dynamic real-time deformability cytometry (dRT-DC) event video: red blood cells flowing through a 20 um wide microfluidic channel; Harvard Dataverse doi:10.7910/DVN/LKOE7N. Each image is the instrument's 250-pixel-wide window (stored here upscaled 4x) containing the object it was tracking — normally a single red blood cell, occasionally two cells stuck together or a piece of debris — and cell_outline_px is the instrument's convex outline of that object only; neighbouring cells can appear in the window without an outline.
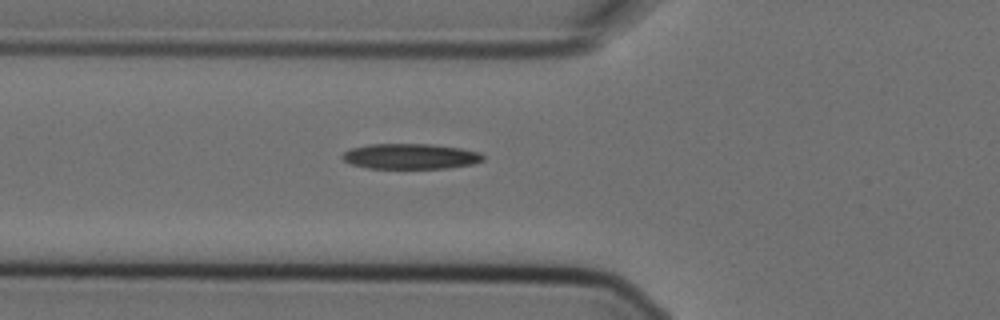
{"species": "Egyptian fruit bat (a non-hibernating species)", "species_latin": "Rousettus aegyptiacus", "temperature_condition": "cold", "stored_images_in_passage": 6, "camera_frame_rate_fps": 3000, "um_per_image_px": 0.085, "animal": {"sex": "female"}, "frame": {"image": 1, "passage_image": 6, "time_ms": 1.667, "image_size_px": [1000, 320], "cell_outline_px": [[484, 160], [472, 164], [448, 168], [368, 168], [352, 164], [344, 160], [340, 156], [344, 152], [352, 148], [372, 144], [432, 144], [460, 148], [480, 152], [484, 156]], "centroid_in_image_um": [34.91, 13.29], "position_along_channel_um": 90.9, "area_um2": 20.75}}